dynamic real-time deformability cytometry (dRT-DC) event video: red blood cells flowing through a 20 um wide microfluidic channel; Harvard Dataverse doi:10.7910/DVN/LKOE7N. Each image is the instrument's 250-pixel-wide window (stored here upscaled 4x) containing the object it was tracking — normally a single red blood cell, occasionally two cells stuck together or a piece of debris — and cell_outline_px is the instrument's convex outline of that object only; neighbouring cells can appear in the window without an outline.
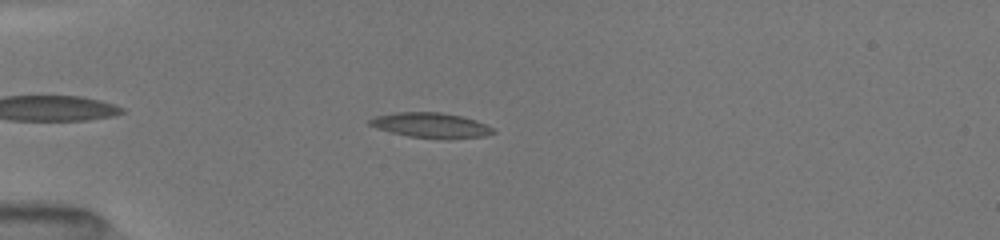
{"species": "common noctule bat (a hibernating species)", "species_latin": "Nyctalus noctula", "temperature_condition": "room temperature", "stored_images_in_passage": 44, "camera_frame_rate_fps": 3000, "um_per_image_px": 0.085, "animal": {"sex": "female", "body_mass_g": 19.5, "forearm_length_mm": 54.1}, "frame": {"image": 1, "passage_image": 7, "time_ms": 2.0, "image_size_px": [1000, 240], "cell_outline_px": [[496, 132], [484, 136], [444, 140], [408, 136], [376, 128], [368, 124], [368, 120], [376, 116], [396, 112], [440, 112], [460, 116], [476, 120], [496, 128]], "centroid_in_image_um": [36.67, 10.66], "position_along_channel_um": 48.3, "area_um2": 18.26}}
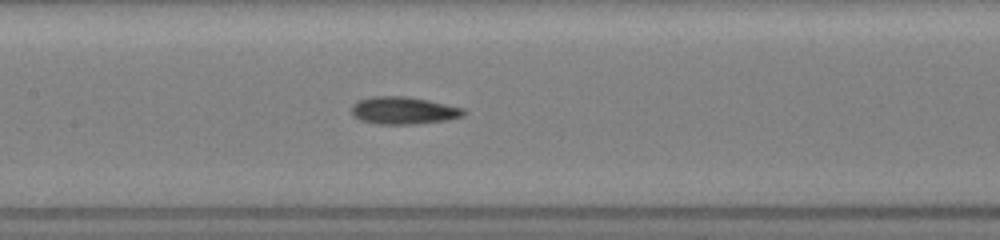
{"frame": {"image": 2, "passage_image": 18, "time_ms": 5.667, "image_size_px": [1000, 240], "cell_outline_px": [[468, 112], [464, 116], [448, 120], [416, 124], [380, 124], [360, 120], [352, 112], [352, 104], [356, 100], [372, 96], [404, 96], [428, 100], [464, 108]], "centroid_in_image_um": [34.33, 9.39], "position_along_channel_um": 173.1, "area_um2": 18.03}}
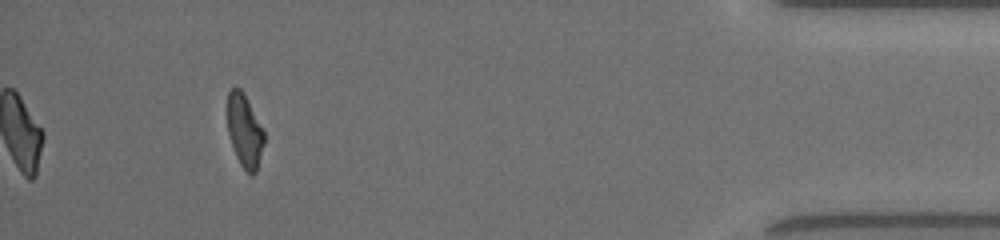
{"frame": {"image": 3, "passage_image": 40, "time_ms": 13.0, "image_size_px": [1000, 240], "cell_outline_px": [[264, 144], [256, 172], [252, 176], [240, 164], [236, 156], [228, 132], [228, 92], [232, 88], [240, 88], [244, 92], [264, 132]], "centroid_in_image_um": [20.8, 11.12], "position_along_channel_um": 414.4, "area_um2": 15.37}, "authors_computed_cell_mechanics": {"area_um2": 17.051, "velocity_mm_per_s": 4.0355, "shape_relaxation_time_tau1_ms": 4.0838, "shape_relaxation_time_tau2_ms": 2.9942, "deformation_change_tau1": 0.1456, "deformation_change_tau2": 0.1013}}